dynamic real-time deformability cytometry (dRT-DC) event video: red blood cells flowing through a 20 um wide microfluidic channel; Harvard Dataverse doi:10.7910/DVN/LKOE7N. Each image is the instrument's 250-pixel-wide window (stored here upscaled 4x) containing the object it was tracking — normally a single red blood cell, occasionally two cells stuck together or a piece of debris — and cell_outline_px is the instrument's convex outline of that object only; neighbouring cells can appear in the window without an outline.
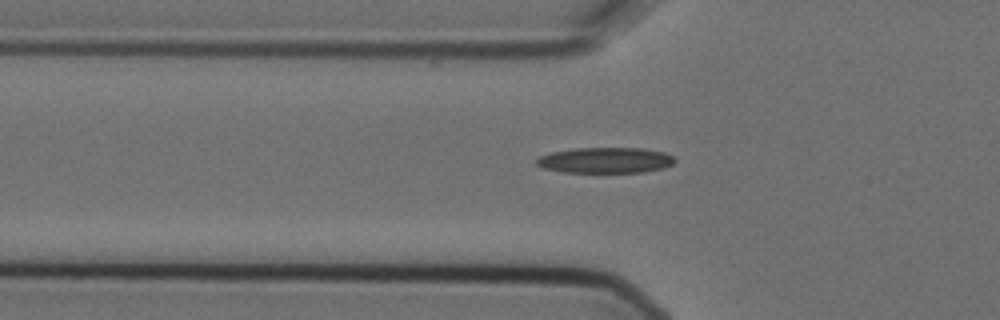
{"species": "Egyptian fruit bat (a non-hibernating species)", "species_latin": "Rousettus aegyptiacus", "temperature_condition": "cold", "stored_images_in_passage": 6, "camera_frame_rate_fps": 3000, "um_per_image_px": 0.085, "animal": {"sex": "female"}, "frame": {"image": 1, "passage_image": 5, "time_ms": 1.333, "image_size_px": [1000, 320], "cell_outline_px": [[676, 160], [672, 164], [664, 168], [644, 172], [560, 172], [544, 168], [536, 164], [536, 160], [540, 156], [552, 152], [576, 148], [644, 148], [664, 152], [672, 156]], "centroid_in_image_um": [51.47, 13.62], "position_along_channel_um": 74.3, "area_um2": 20.69}}
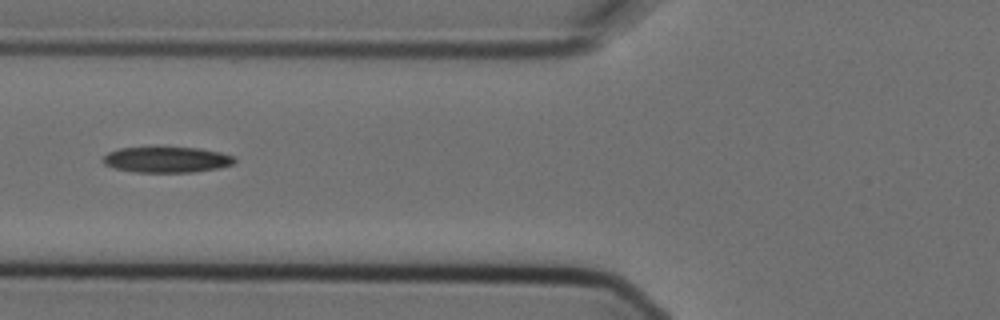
{"frame": {"image": 2, "passage_image": 6, "time_ms": 1.667, "image_size_px": [1000, 320], "cell_outline_px": [[236, 160], [232, 164], [220, 168], [192, 172], [136, 172], [112, 168], [104, 164], [100, 160], [108, 152], [120, 148], [196, 148], [220, 152], [232, 156]], "centroid_in_image_um": [14.13, 13.58], "position_along_channel_um": 111.7, "area_um2": 19.59}}